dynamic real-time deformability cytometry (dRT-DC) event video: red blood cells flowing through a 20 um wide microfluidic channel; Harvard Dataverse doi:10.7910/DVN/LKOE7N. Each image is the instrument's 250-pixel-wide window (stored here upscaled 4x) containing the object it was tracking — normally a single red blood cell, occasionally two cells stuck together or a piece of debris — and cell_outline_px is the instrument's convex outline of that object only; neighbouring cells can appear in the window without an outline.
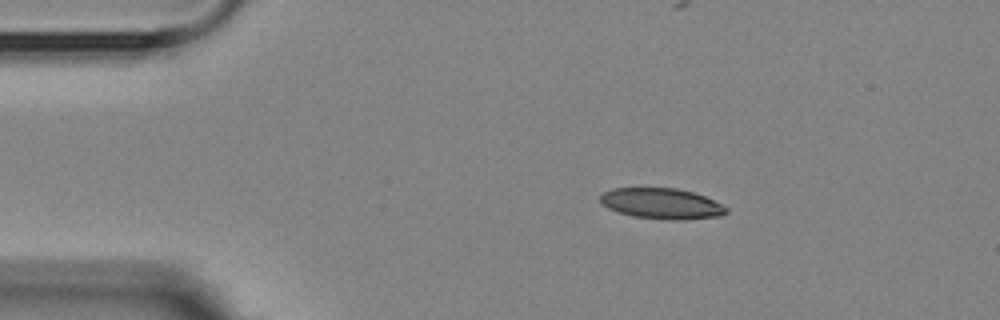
{"species": "Egyptian fruit bat (a non-hibernating species)", "species_latin": "Rousettus aegyptiacus", "temperature_condition": "room temperature", "stored_images_in_passage": 4, "camera_frame_rate_fps": 3000, "um_per_image_px": 0.085, "animal": {"sex": "female"}, "frame": {"image": 1, "passage_image": 2, "time_ms": 1.333, "image_size_px": [1000, 320], "cell_outline_px": [[728, 212], [720, 216], [680, 220], [668, 220], [632, 216], [608, 208], [600, 204], [600, 196], [604, 192], [612, 188], [676, 188], [692, 192], [704, 196], [728, 208]], "centroid_in_image_um": [56.22, 17.31], "position_along_channel_um": 28.8, "area_um2": 22.48}}